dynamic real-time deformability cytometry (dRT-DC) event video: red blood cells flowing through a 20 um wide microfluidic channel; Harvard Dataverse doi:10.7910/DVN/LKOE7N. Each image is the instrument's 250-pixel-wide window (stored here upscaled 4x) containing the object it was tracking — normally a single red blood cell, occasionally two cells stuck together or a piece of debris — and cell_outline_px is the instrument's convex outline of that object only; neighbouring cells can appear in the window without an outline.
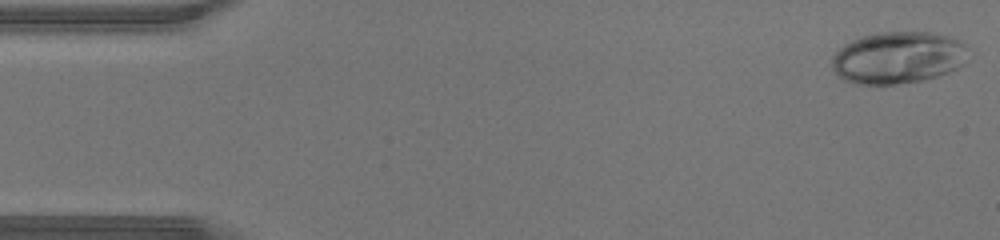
{"species": "human", "species_latin": "Homo sapiens", "temperature_condition": "warm", "stored_images_in_passage": 44, "camera_frame_rate_fps": 3000, "um_per_image_px": 0.085, "donor": {"sex": "male"}, "frame": {"image": 1, "passage_image": 1, "time_ms": 0.0, "image_size_px": [1000, 240], "cell_outline_px": [[968, 60], [964, 64], [948, 72], [924, 80], [896, 84], [852, 84], [844, 80], [832, 68], [832, 56], [844, 44], [852, 40], [864, 36], [880, 32], [932, 32], [948, 36], [960, 40], [968, 44]], "centroid_in_image_um": [76.37, 4.89], "position_along_channel_um": 8.6, "area_um2": 41.62}}
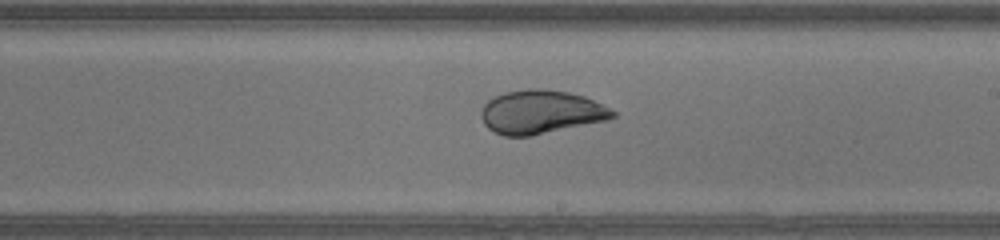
{"frame": {"image": 2, "passage_image": 25, "time_ms": 8.0, "image_size_px": [1000, 240], "cell_outline_px": [[616, 116], [608, 120], [532, 136], [504, 136], [488, 128], [484, 124], [480, 116], [480, 112], [484, 104], [488, 100], [504, 92], [528, 88], [544, 88], [568, 92], [584, 96], [616, 112]], "centroid_in_image_um": [45.96, 9.52], "position_along_channel_um": 243.0, "area_um2": 33.52}}
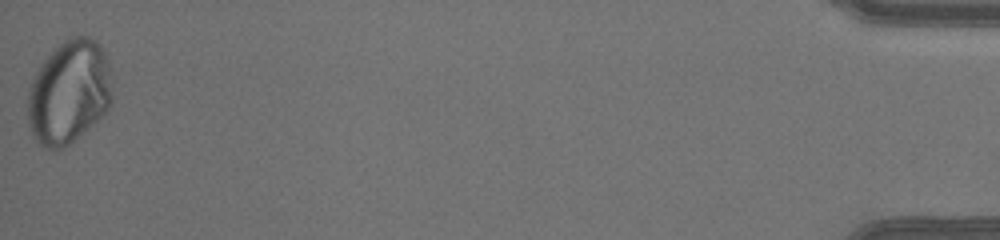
{"frame": {"image": 3, "passage_image": 44, "time_ms": 14.333, "image_size_px": [1000, 240], "cell_outline_px": [[112, 104], [84, 132], [64, 148], [52, 152], [44, 148], [32, 136], [28, 124], [28, 92], [32, 80], [40, 64], [64, 40], [72, 36], [88, 36], [96, 40], [100, 44], [108, 60], [112, 88]], "centroid_in_image_um": [5.86, 7.86], "position_along_channel_um": 429.3, "area_um2": 51.27}}